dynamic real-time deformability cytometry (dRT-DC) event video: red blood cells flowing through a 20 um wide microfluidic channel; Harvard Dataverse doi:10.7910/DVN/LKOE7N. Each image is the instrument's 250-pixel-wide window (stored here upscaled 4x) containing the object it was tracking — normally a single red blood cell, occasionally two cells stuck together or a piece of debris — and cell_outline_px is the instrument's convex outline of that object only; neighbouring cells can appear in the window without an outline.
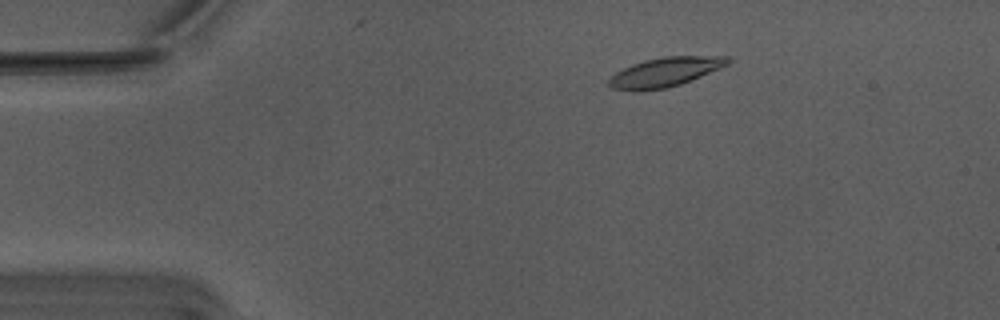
{"species": "Egyptian fruit bat (a non-hibernating species)", "species_latin": "Rousettus aegyptiacus", "temperature_condition": "warm", "stored_images_in_passage": 5, "camera_frame_rate_fps": 3000, "um_per_image_px": 0.085, "animal": {"sex": "male"}, "frame": {"image": 1, "passage_image": 3, "time_ms": 0.667, "image_size_px": [1000, 320], "cell_outline_px": [[732, 60], [728, 64], [720, 68], [680, 84], [664, 88], [612, 88], [608, 84], [608, 80], [616, 72], [632, 64], [644, 60], [664, 56], [728, 56]], "centroid_in_image_um": [56.6, 6.07], "position_along_channel_um": 28.4, "area_um2": 19.48}}